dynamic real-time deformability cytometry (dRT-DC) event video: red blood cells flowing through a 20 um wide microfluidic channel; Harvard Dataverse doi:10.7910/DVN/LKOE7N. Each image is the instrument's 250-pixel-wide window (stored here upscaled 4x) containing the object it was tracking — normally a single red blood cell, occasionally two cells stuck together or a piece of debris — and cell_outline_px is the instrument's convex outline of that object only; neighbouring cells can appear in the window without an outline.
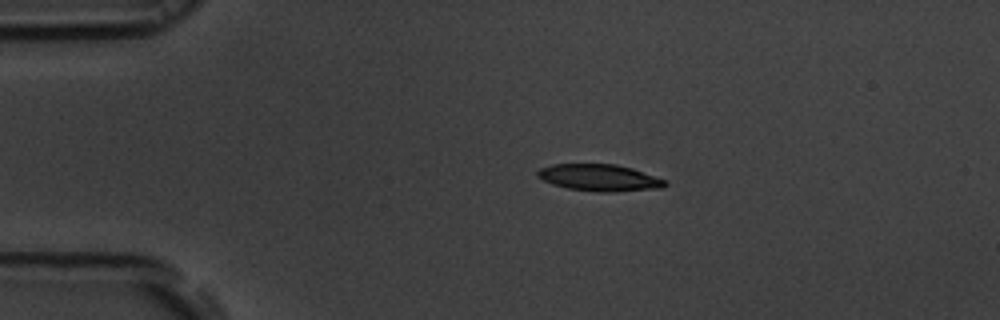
{"species": "common noctule bat (a hibernating species)", "species_latin": "Nyctalus noctula", "temperature_condition": "room temperature", "stored_images_in_passage": 44, "camera_frame_rate_fps": 3000, "um_per_image_px": 0.085, "animal": {"sex": "male", "body_mass_g": 19.5, "forearm_length_mm": 54.6}, "frame": {"image": 1, "passage_image": 1, "time_ms": 0.0, "image_size_px": [1000, 320], "cell_outline_px": [[668, 184], [664, 188], [616, 192], [596, 192], [568, 188], [552, 184], [536, 176], [536, 172], [540, 168], [552, 164], [616, 164], [632, 168], [668, 180]], "centroid_in_image_um": [51.0, 15.11], "position_along_channel_um": 34.0, "area_um2": 20.17}}
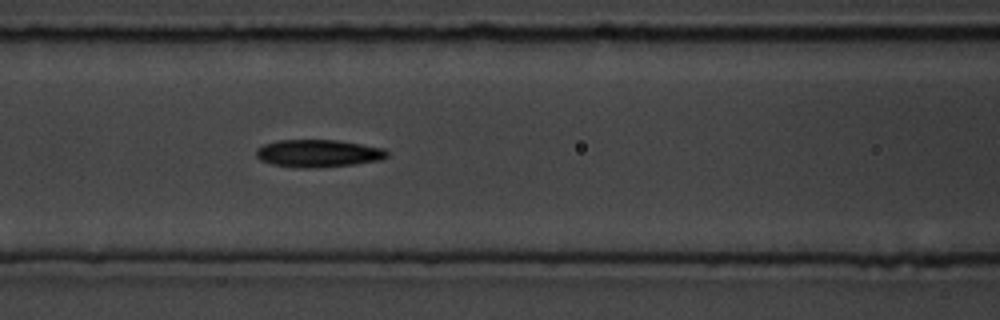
{"frame": {"image": 2, "passage_image": 13, "time_ms": 4.0, "image_size_px": [1000, 320], "cell_outline_px": [[388, 156], [380, 160], [356, 164], [312, 168], [296, 168], [272, 164], [260, 160], [256, 156], [256, 148], [264, 144], [276, 140], [340, 140], [384, 148], [388, 152]], "centroid_in_image_um": [27.04, 13.03], "position_along_channel_um": 139.6, "area_um2": 21.21}}
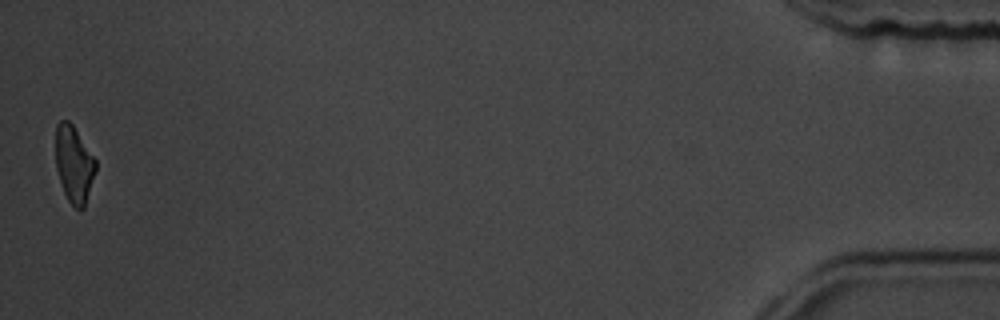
{"frame": {"image": 3, "passage_image": 44, "time_ms": 14.333, "image_size_px": [1000, 320], "cell_outline_px": [[96, 172], [84, 208], [76, 208], [68, 200], [64, 192], [56, 168], [56, 124], [60, 120], [68, 120], [72, 124], [96, 160]], "centroid_in_image_um": [6.29, 13.95], "position_along_channel_um": 428.9, "area_um2": 17.74}, "authors_computed_cell_mechanics": {"area_um2": 20.519, "velocity_mm_per_s": 3.722, "shape_relaxation_time_tau1_ms": 4.4789, "shape_relaxation_time_tau2_ms": 4.379, "deformation_change_tau1": 0.1487, "deformation_change_tau2": 0.1314}}